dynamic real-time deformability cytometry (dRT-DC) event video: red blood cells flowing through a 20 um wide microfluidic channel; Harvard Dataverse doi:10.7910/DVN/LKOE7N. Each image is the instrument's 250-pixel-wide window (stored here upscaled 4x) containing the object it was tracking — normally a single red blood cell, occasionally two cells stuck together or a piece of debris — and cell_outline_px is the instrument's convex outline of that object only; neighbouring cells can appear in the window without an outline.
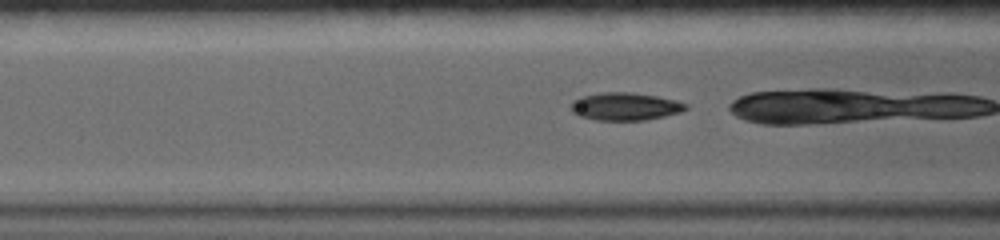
{"species": "common noctule bat (a hibernating species)", "species_latin": "Nyctalus noctula", "temperature_condition": "warm", "stored_images_in_passage": 36, "camera_frame_rate_fps": 5000, "um_per_image_px": 0.085, "animal": {"sex": "female", "body_mass_g": 19.0, "forearm_length_mm": 56.7}, "frame": {"image": 1, "passage_image": 6, "time_ms": 1.2, "image_size_px": [1000, 240], "cell_outline_px": [[688, 108], [680, 112], [664, 116], [644, 120], [596, 120], [580, 116], [572, 112], [568, 108], [568, 104], [572, 100], [580, 96], [600, 92], [628, 92], [656, 96], [676, 100], [688, 104]], "centroid_in_image_um": [53.07, 9.04], "position_along_channel_um": 113.5, "area_um2": 18.79}}